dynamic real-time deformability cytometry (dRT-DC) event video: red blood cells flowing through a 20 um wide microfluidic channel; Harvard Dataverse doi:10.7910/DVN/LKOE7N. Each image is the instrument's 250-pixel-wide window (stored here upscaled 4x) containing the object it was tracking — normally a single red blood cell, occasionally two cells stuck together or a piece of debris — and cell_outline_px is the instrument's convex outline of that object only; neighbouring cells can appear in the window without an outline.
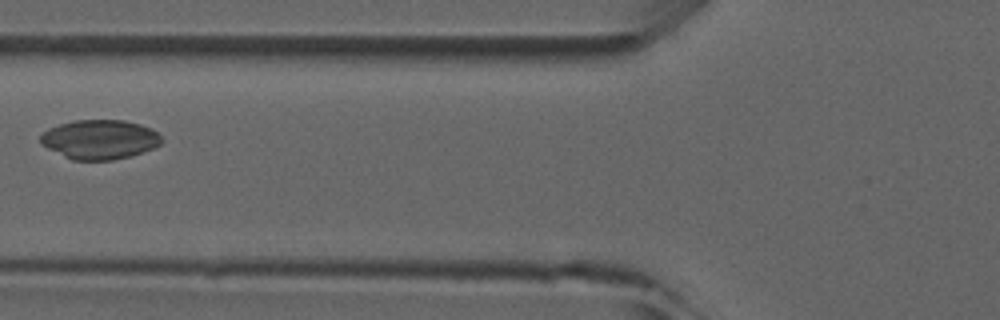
{"species": "common noctule bat (a hibernating species)", "species_latin": "Nyctalus noctula", "temperature_condition": "room temperature", "stored_images_in_passage": 3, "camera_frame_rate_fps": 3000, "um_per_image_px": 0.085, "animal": {"sex": "male", "forearm_length_mm": 52.5}, "frame": {"image": 1, "passage_image": 2, "time_ms": 2.0, "image_size_px": [1000, 320], "cell_outline_px": [[164, 140], [160, 144], [152, 148], [128, 156], [112, 160], [72, 160], [40, 144], [40, 136], [48, 128], [60, 124], [76, 120], [124, 120], [140, 124], [152, 128]], "centroid_in_image_um": [8.47, 11.84], "position_along_channel_um": 117.3, "area_um2": 27.63}}
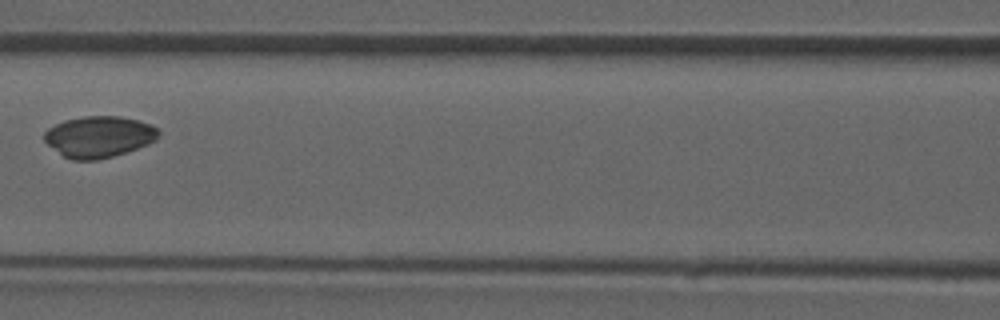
{"frame": {"image": 2, "passage_image": 3, "time_ms": 3.0, "image_size_px": [1000, 320], "cell_outline_px": [[160, 136], [156, 140], [148, 144], [112, 156], [96, 160], [72, 160], [64, 156], [48, 144], [44, 140], [44, 132], [48, 128], [64, 120], [84, 116], [120, 116], [140, 120], [152, 124], [160, 132]], "centroid_in_image_um": [8.43, 11.6], "position_along_channel_um": 158.2, "area_um2": 27.46}}